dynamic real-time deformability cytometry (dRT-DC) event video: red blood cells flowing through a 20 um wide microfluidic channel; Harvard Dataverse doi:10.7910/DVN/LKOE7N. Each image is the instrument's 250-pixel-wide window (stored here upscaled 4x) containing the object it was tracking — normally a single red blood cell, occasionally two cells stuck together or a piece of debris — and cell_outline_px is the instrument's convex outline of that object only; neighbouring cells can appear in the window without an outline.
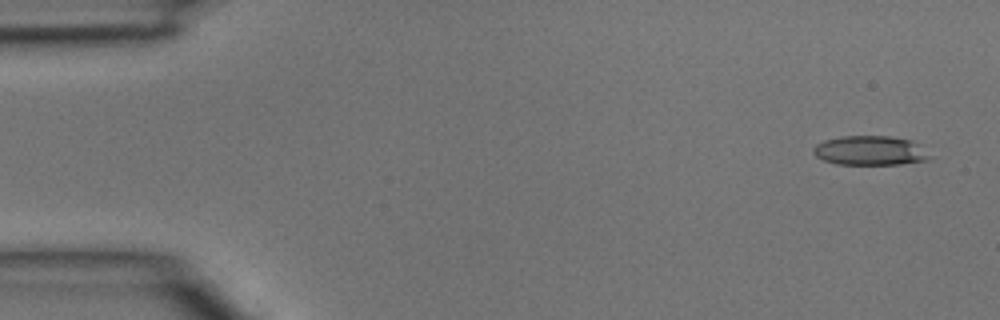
{"species": "common noctule bat (a hibernating species)", "species_latin": "Nyctalus noctula", "temperature_condition": "room temperature", "stored_images_in_passage": 44, "camera_frame_rate_fps": 3000, "um_per_image_px": 0.085, "animal": {"sex": "male", "body_mass_g": 15.6}, "frame": {"image": 1, "passage_image": 2, "time_ms": 0.333, "image_size_px": [1000, 320], "cell_outline_px": [[932, 160], [900, 164], [836, 164], [824, 160], [816, 156], [812, 152], [812, 148], [816, 144], [824, 140], [840, 136], [892, 136], [912, 140], [932, 156]], "centroid_in_image_um": [73.97, 12.8], "position_along_channel_um": 11.0, "area_um2": 20.11}}
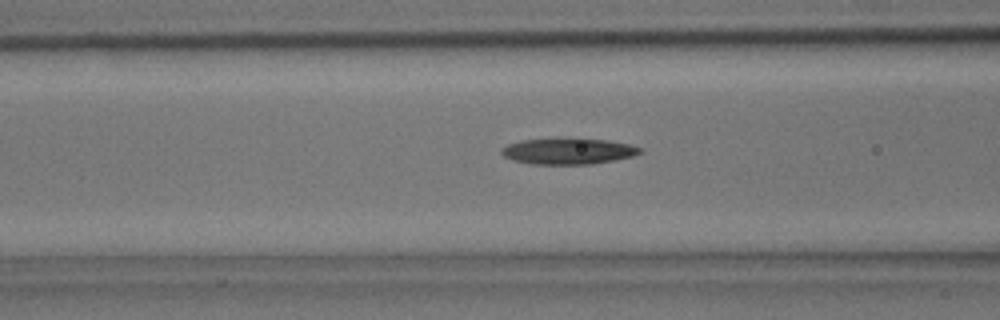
{"frame": {"image": 2, "passage_image": 17, "time_ms": 5.333, "image_size_px": [1000, 320], "cell_outline_px": [[644, 152], [632, 156], [616, 160], [592, 164], [532, 164], [512, 160], [504, 156], [500, 152], [500, 148], [508, 144], [520, 140], [556, 136], [608, 140], [628, 144], [644, 148]], "centroid_in_image_um": [48.28, 12.82], "position_along_channel_um": 118.3, "area_um2": 21.91}}
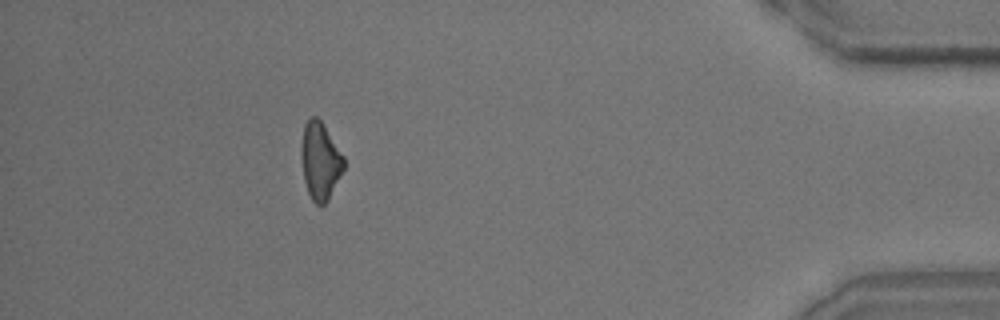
{"frame": {"image": 3, "passage_image": 40, "time_ms": 13.0, "image_size_px": [1000, 320], "cell_outline_px": [[344, 168], [328, 200], [324, 204], [316, 204], [312, 200], [308, 192], [304, 180], [300, 152], [300, 148], [304, 124], [312, 116], [316, 116], [320, 120], [344, 156]], "centroid_in_image_um": [27.2, 13.67], "position_along_channel_um": 408.0, "area_um2": 19.02}}